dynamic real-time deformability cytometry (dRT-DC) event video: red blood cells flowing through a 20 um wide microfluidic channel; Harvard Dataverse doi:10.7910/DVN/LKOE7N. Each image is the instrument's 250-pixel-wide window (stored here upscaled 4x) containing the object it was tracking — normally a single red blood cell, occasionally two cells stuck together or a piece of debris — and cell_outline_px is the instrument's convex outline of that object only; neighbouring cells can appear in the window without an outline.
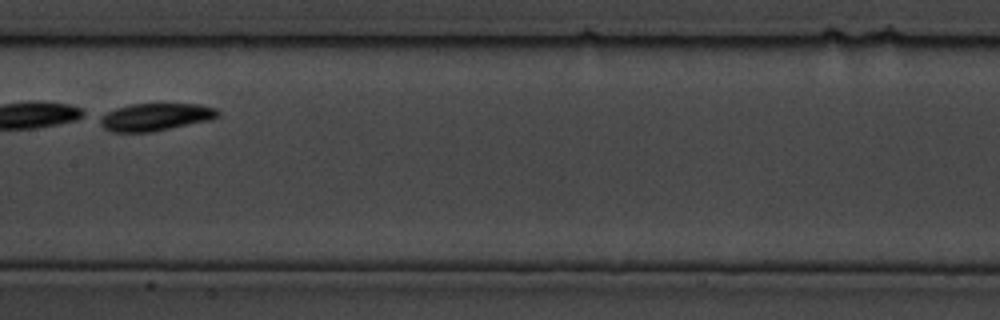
{"species": "common noctule bat (a hibernating species)", "species_latin": "Nyctalus noctula", "temperature_condition": "cold", "stored_images_in_passage": 9, "camera_frame_rate_fps": 3000, "um_per_image_px": 0.085, "animal": {"sex": "male", "body_mass_g": 19.5, "forearm_length_mm": 54.6}, "frame": {"image": 1, "passage_image": 7, "time_ms": 2.0, "image_size_px": [1000, 320], "cell_outline_px": [[220, 116], [212, 120], [152, 132], [112, 132], [104, 128], [100, 124], [100, 116], [116, 108], [128, 104], [196, 104], [216, 108], [220, 112]], "centroid_in_image_um": [13.24, 9.95], "position_along_channel_um": 194.2, "area_um2": 19.02}}